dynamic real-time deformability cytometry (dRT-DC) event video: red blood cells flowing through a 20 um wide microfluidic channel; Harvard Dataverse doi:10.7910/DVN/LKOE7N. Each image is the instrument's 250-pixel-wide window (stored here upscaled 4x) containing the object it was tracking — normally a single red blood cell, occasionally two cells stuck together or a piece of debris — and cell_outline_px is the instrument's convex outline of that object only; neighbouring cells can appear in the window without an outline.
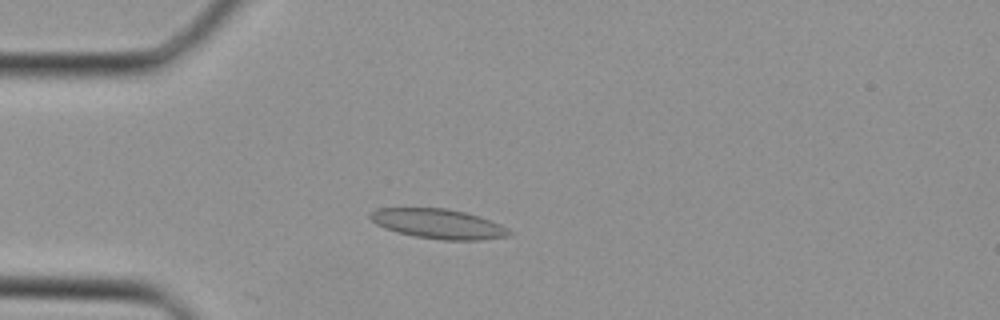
{"species": "Egyptian fruit bat (a non-hibernating species)", "species_latin": "Rousettus aegyptiacus", "temperature_condition": "cold", "stored_images_in_passage": 37, "camera_frame_rate_fps": 3000, "um_per_image_px": 0.085, "animal": {"sex": "female"}, "frame": {"image": 1, "passage_image": 9, "time_ms": 2.667, "image_size_px": [1000, 320], "cell_outline_px": [[512, 232], [504, 236], [480, 240], [444, 240], [416, 236], [384, 228], [376, 224], [368, 216], [368, 212], [380, 208], [448, 208], [480, 216], [500, 224], [508, 228]], "centroid_in_image_um": [37.24, 19.01], "position_along_channel_um": 47.8, "area_um2": 23.87}}
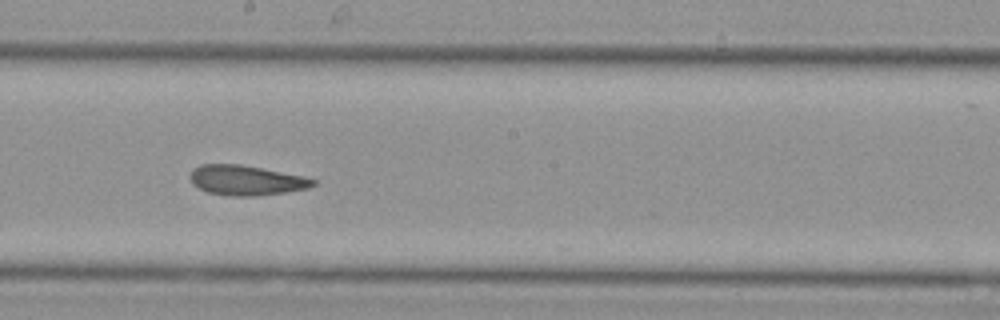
{"frame": {"image": 2, "passage_image": 20, "time_ms": 6.333, "image_size_px": [1000, 320], "cell_outline_px": [[316, 184], [308, 188], [284, 192], [256, 196], [232, 196], [208, 192], [192, 184], [188, 176], [192, 168], [200, 164], [240, 164], [304, 176], [316, 180]], "centroid_in_image_um": [20.88, 15.31], "position_along_channel_um": 227.3, "area_um2": 21.5}}
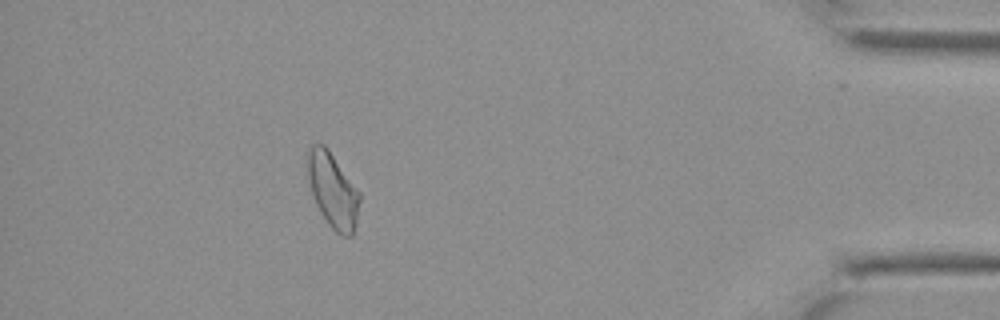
{"frame": {"image": 3, "passage_image": 33, "time_ms": 10.667, "image_size_px": [1000, 320], "cell_outline_px": [[360, 200], [352, 236], [340, 236], [328, 224], [320, 212], [316, 204], [312, 192], [308, 176], [304, 156], [312, 144], [324, 144], [328, 148], [360, 192]], "centroid_in_image_um": [28.26, 16.13], "position_along_channel_um": 406.9, "area_um2": 22.77}}